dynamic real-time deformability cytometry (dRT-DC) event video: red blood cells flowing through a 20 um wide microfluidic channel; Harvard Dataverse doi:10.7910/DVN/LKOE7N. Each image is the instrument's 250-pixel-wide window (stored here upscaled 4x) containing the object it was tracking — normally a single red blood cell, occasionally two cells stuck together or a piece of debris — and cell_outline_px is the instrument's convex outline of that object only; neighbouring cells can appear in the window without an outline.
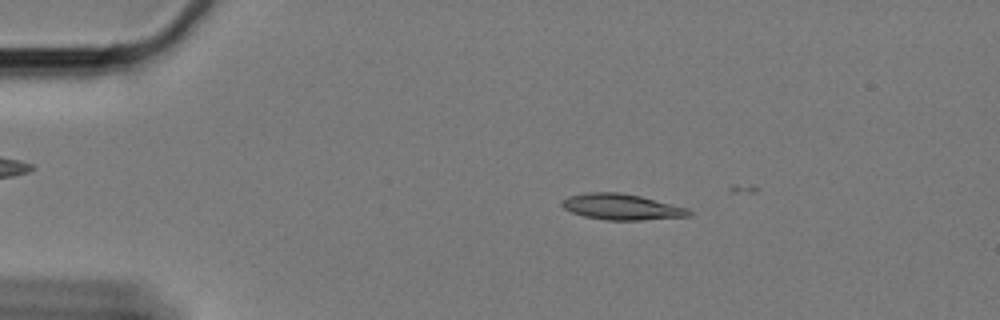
{"species": "Egyptian fruit bat (a non-hibernating species)", "species_latin": "Rousettus aegyptiacus", "temperature_condition": "cold", "stored_images_in_passage": 9, "camera_frame_rate_fps": 3000, "um_per_image_px": 0.085, "animal": {"sex": "female"}, "frame": {"image": 1, "passage_image": 2, "time_ms": 0.333, "image_size_px": [1000, 320], "cell_outline_px": [[692, 216], [644, 220], [604, 220], [584, 216], [572, 212], [564, 208], [560, 204], [560, 200], [568, 196], [584, 192], [620, 192], [640, 196], [688, 208], [692, 212]], "centroid_in_image_um": [52.82, 17.58], "position_along_channel_um": 32.2, "area_um2": 19.36}}